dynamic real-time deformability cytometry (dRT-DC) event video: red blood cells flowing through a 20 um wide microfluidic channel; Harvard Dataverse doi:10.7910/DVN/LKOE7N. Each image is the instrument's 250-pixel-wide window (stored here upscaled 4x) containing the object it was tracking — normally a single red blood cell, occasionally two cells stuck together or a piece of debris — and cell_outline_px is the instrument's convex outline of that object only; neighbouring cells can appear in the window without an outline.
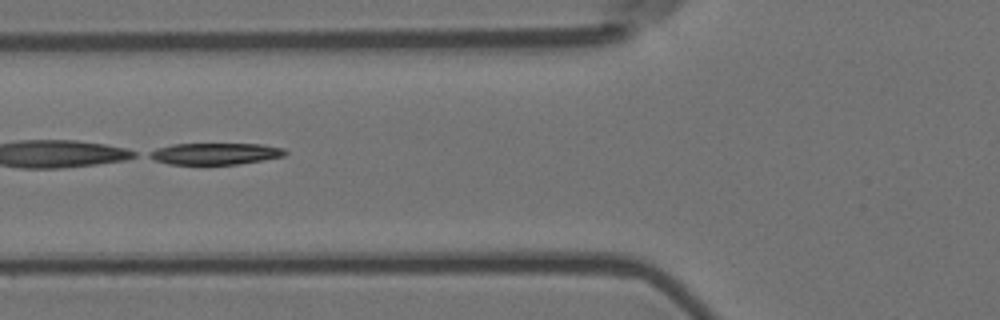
{"species": "Egyptian fruit bat (a non-hibernating species)", "species_latin": "Rousettus aegyptiacus", "temperature_condition": "room temperature", "stored_images_in_passage": 6, "camera_frame_rate_fps": 3000, "um_per_image_px": 0.085, "animal": {"sex": "female"}, "frame": {"image": 1, "passage_image": 2, "time_ms": 0.333, "image_size_px": [1000, 320], "cell_outline_px": [[288, 152], [284, 156], [264, 160], [240, 164], [168, 164], [156, 160], [148, 156], [148, 152], [156, 148], [172, 144], [260, 144], [284, 148]], "centroid_in_image_um": [18.31, 13.06], "position_along_channel_um": 107.5, "area_um2": 17.11}}
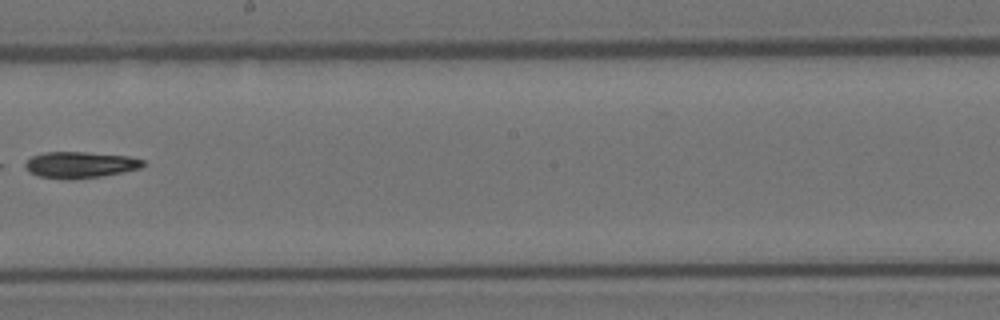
{"frame": {"image": 2, "passage_image": 5, "time_ms": 1.333, "image_size_px": [1000, 320], "cell_outline_px": [[144, 164], [140, 168], [100, 176], [64, 180], [40, 176], [28, 172], [24, 164], [32, 156], [44, 152], [84, 152], [128, 156], [144, 160]], "centroid_in_image_um": [6.77, 14.0], "position_along_channel_um": 241.4, "area_um2": 17.86}}
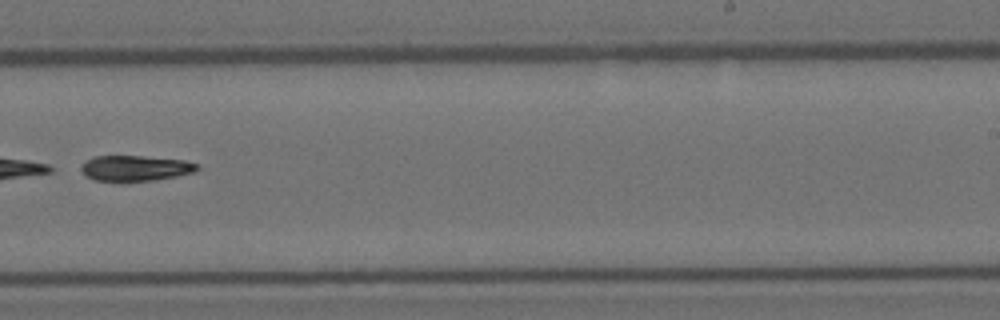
{"frame": {"image": 3, "passage_image": 6, "time_ms": 1.667, "image_size_px": [1000, 320], "cell_outline_px": [[200, 168], [196, 172], [176, 176], [152, 180], [120, 184], [92, 180], [84, 176], [80, 168], [84, 160], [92, 156], [140, 156], [184, 160], [200, 164]], "centroid_in_image_um": [11.43, 14.33], "position_along_channel_um": 277.6, "area_um2": 18.15}}